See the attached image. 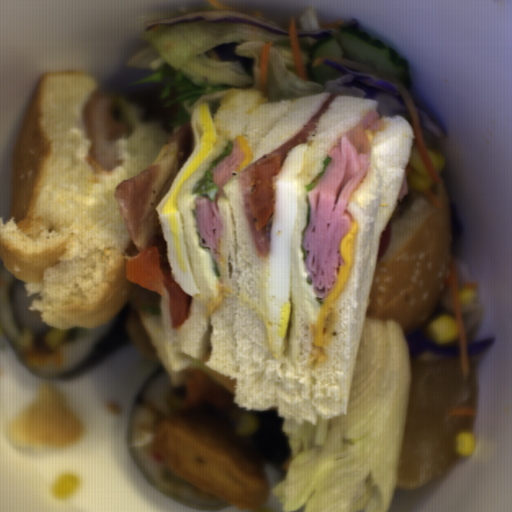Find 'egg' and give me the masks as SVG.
<instances>
[{
    "label": "egg",
    "instance_id": "egg-2",
    "mask_svg": "<svg viewBox=\"0 0 512 512\" xmlns=\"http://www.w3.org/2000/svg\"><path fill=\"white\" fill-rule=\"evenodd\" d=\"M194 148L178 172L169 192L156 207L166 241V258L172 278L191 297L200 293L193 278L178 196L184 183L206 161L218 140V131L206 102L197 105L191 116Z\"/></svg>",
    "mask_w": 512,
    "mask_h": 512
},
{
    "label": "egg",
    "instance_id": "egg-3",
    "mask_svg": "<svg viewBox=\"0 0 512 512\" xmlns=\"http://www.w3.org/2000/svg\"><path fill=\"white\" fill-rule=\"evenodd\" d=\"M69 329H58L50 326L44 334V341L51 349L56 348L61 343Z\"/></svg>",
    "mask_w": 512,
    "mask_h": 512
},
{
    "label": "egg",
    "instance_id": "egg-1",
    "mask_svg": "<svg viewBox=\"0 0 512 512\" xmlns=\"http://www.w3.org/2000/svg\"><path fill=\"white\" fill-rule=\"evenodd\" d=\"M307 142L290 150L278 175L273 220L267 252L265 315L273 357H281L286 344L290 318V255L296 225L298 177L303 170Z\"/></svg>",
    "mask_w": 512,
    "mask_h": 512
}]
</instances>
